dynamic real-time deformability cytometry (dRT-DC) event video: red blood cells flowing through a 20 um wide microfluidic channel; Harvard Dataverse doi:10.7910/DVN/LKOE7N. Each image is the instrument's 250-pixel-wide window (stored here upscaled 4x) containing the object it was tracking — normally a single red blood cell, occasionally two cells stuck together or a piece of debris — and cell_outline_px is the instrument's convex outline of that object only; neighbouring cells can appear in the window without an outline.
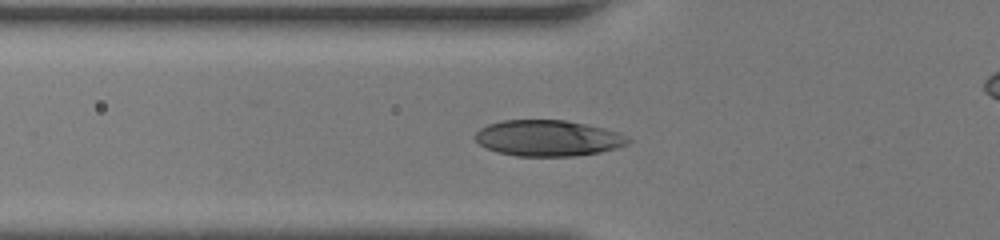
{"species": "human", "species_latin": "Homo sapiens", "temperature_condition": "room temperature", "stored_images_in_passage": 46, "camera_frame_rate_fps": 3000, "um_per_image_px": 0.085, "donor": {"sex": "female"}, "frame": {"image": 1, "passage_image": 16, "time_ms": 5.0, "image_size_px": [1000, 240], "cell_outline_px": [[632, 140], [628, 144], [620, 148], [600, 152], [576, 156], [516, 156], [496, 152], [480, 144], [472, 136], [480, 128], [488, 124], [504, 120], [564, 120], [604, 128], [620, 132], [628, 136]], "centroid_in_image_um": [46.61, 11.75], "position_along_channel_um": 79.2, "area_um2": 32.37}}
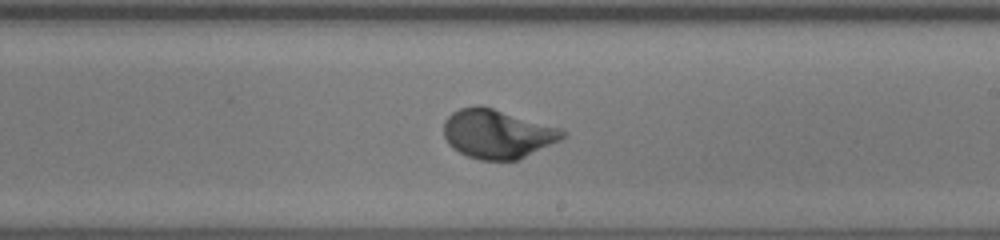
{"frame": {"image": 2, "passage_image": 27, "time_ms": 8.667, "image_size_px": [1000, 240], "cell_outline_px": [[568, 136], [560, 140], [516, 160], [480, 160], [468, 156], [452, 148], [448, 144], [444, 136], [444, 120], [452, 112], [460, 108], [476, 104], [480, 104], [560, 128], [568, 132]], "centroid_in_image_um": [42.26, 11.36], "position_along_channel_um": 246.7, "area_um2": 33.93}}
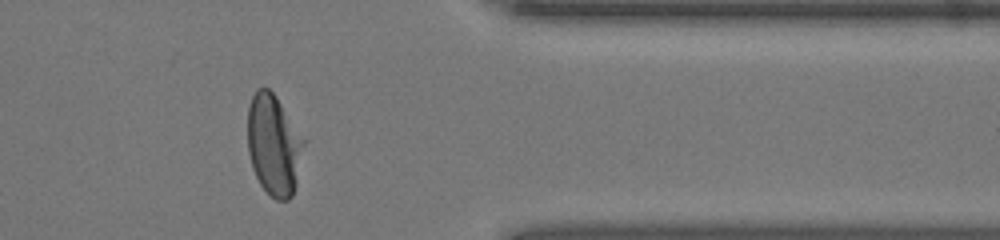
{"frame": {"image": 3, "passage_image": 37, "time_ms": 12.0, "image_size_px": [1000, 240], "cell_outline_px": [[304, 144], [296, 184], [292, 196], [288, 200], [276, 200], [260, 184], [252, 168], [248, 152], [248, 104], [256, 88], [268, 88], [276, 96], [304, 140]], "centroid_in_image_um": [23.24, 12.31], "position_along_channel_um": 388.2, "area_um2": 32.66}}